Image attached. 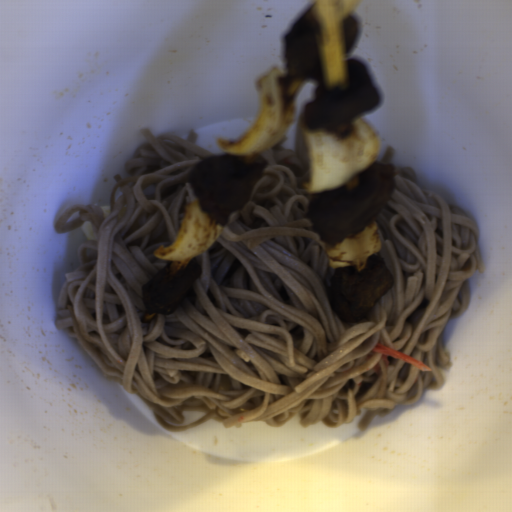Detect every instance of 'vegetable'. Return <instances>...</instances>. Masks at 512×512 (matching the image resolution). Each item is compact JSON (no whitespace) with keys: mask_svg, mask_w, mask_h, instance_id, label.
<instances>
[{"mask_svg":"<svg viewBox=\"0 0 512 512\" xmlns=\"http://www.w3.org/2000/svg\"><path fill=\"white\" fill-rule=\"evenodd\" d=\"M298 123L309 165L304 182L309 194L338 189L378 159L382 140L361 117L332 131H309L306 112L299 116Z\"/></svg>","mask_w":512,"mask_h":512,"instance_id":"vegetable-1","label":"vegetable"},{"mask_svg":"<svg viewBox=\"0 0 512 512\" xmlns=\"http://www.w3.org/2000/svg\"><path fill=\"white\" fill-rule=\"evenodd\" d=\"M377 221L337 244H329L326 256L330 268L354 267L381 250Z\"/></svg>","mask_w":512,"mask_h":512,"instance_id":"vegetable-4","label":"vegetable"},{"mask_svg":"<svg viewBox=\"0 0 512 512\" xmlns=\"http://www.w3.org/2000/svg\"><path fill=\"white\" fill-rule=\"evenodd\" d=\"M223 230L196 199L187 206L177 237L168 246H159L153 254L168 262L196 258L217 242Z\"/></svg>","mask_w":512,"mask_h":512,"instance_id":"vegetable-3","label":"vegetable"},{"mask_svg":"<svg viewBox=\"0 0 512 512\" xmlns=\"http://www.w3.org/2000/svg\"><path fill=\"white\" fill-rule=\"evenodd\" d=\"M261 106L254 126L237 142L218 139L224 152L250 156L271 151L292 128L296 116L297 76L273 67L258 79Z\"/></svg>","mask_w":512,"mask_h":512,"instance_id":"vegetable-2","label":"vegetable"}]
</instances>
